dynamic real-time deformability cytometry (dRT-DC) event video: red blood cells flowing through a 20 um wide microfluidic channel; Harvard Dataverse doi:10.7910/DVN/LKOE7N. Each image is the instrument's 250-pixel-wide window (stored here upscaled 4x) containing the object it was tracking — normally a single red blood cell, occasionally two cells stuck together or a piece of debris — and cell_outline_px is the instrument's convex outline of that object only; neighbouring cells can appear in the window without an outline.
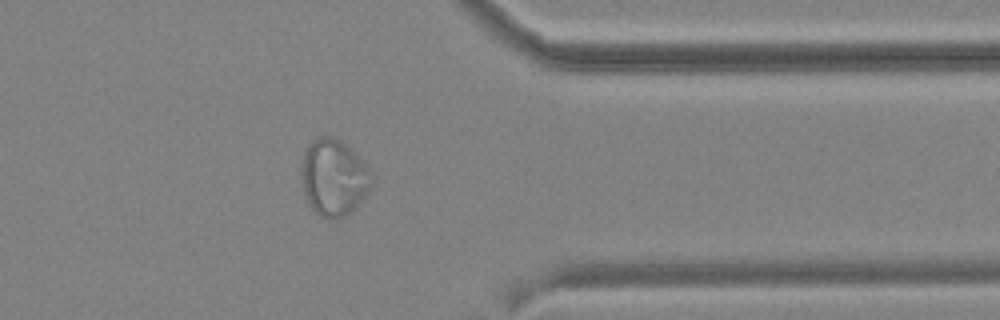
{"species": "common noctule bat (a hibernating species)", "species_latin": "Nyctalus noctula", "temperature_condition": "cold", "stored_images_in_passage": 19, "segment_of_instrument_passage": [1, 2], "camera_frame_rate_fps": 3000, "um_per_image_px": 0.085, "animal": {"sex": "male", "body_mass_g": 19.2, "forearm_length_mm": 51.8}, "frame": {"image": 1, "passage_image": 16, "time_ms": 19.333, "image_size_px": [1000, 320], "cell_outline_px": [[372, 184], [368, 192], [352, 212], [336, 220], [320, 216], [308, 204], [300, 180], [304, 152], [320, 136], [332, 136], [340, 140], [360, 156], [372, 172]], "centroid_in_image_um": [28.39, 15.12], "position_along_channel_um": 383.0, "area_um2": 31.44}}